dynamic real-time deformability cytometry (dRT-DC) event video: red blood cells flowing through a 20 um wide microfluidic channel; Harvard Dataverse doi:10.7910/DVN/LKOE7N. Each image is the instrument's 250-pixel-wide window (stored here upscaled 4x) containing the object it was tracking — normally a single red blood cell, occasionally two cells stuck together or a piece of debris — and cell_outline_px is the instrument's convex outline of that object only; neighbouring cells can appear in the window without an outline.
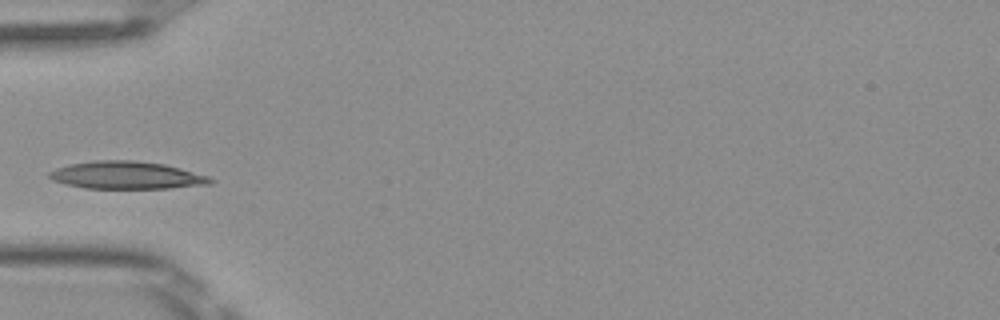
{"species": "Egyptian fruit bat (a non-hibernating species)", "species_latin": "Rousettus aegyptiacus", "temperature_condition": "room temperature", "stored_images_in_passage": 3, "camera_frame_rate_fps": 3000, "um_per_image_px": 0.085, "frame": {"image": 1, "passage_image": 3, "time_ms": 0.667, "image_size_px": [1000, 320], "cell_outline_px": [[216, 180], [212, 184], [168, 188], [84, 188], [52, 180], [48, 176], [48, 172], [56, 168], [72, 164], [92, 160], [136, 160], [164, 164], [180, 168], [208, 176]], "centroid_in_image_um": [10.78, 14.89], "position_along_channel_um": 74.2, "area_um2": 25.84}}